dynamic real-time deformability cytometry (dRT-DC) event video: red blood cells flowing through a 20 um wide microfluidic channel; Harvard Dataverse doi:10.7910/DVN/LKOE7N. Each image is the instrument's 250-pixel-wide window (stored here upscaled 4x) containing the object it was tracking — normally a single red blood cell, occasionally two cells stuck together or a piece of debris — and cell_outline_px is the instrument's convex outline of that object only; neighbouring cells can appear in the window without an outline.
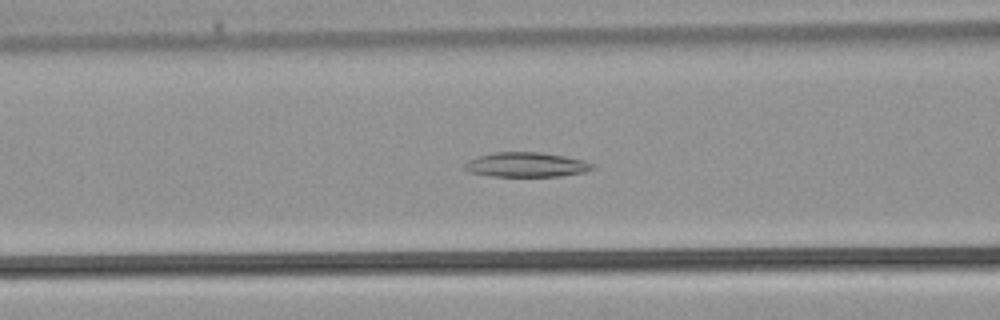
{"species": "common noctule bat (a hibernating species)", "species_latin": "Nyctalus noctula", "temperature_condition": "warm", "stored_images_in_passage": 39, "camera_frame_rate_fps": 3000, "um_per_image_px": 0.085, "animal": {"sex": "male", "body_mass_g": 21.5, "forearm_length_mm": 52.0}, "frame": {"image": 1, "passage_image": 15, "time_ms": 4.667, "image_size_px": [1000, 320], "cell_outline_px": [[596, 168], [584, 172], [560, 176], [488, 176], [468, 172], [464, 168], [464, 164], [468, 160], [476, 156], [492, 152], [540, 152], [564, 156], [584, 160], [596, 164]], "centroid_in_image_um": [44.73, 13.99], "position_along_channel_um": 121.9, "area_um2": 18.61}}
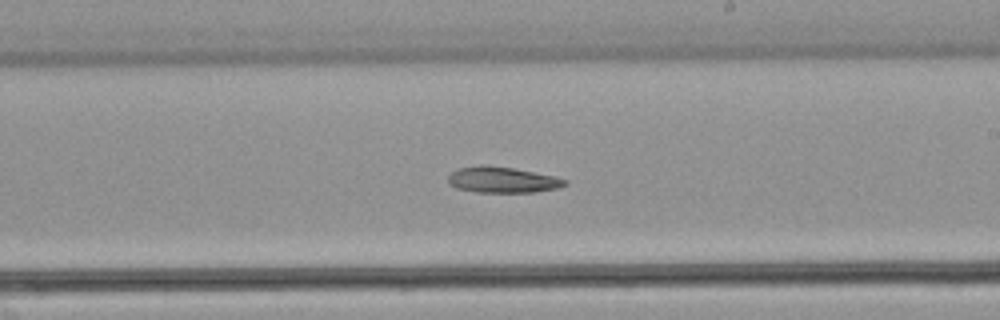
{"frame": {"image": 2, "passage_image": 22, "time_ms": 7.0, "image_size_px": [1000, 320], "cell_outline_px": [[568, 184], [560, 188], [536, 192], [476, 192], [456, 188], [448, 184], [448, 176], [452, 172], [460, 168], [512, 168], [552, 176], [568, 180]], "centroid_in_image_um": [42.77, 15.34], "position_along_channel_um": 246.2, "area_um2": 16.88}}
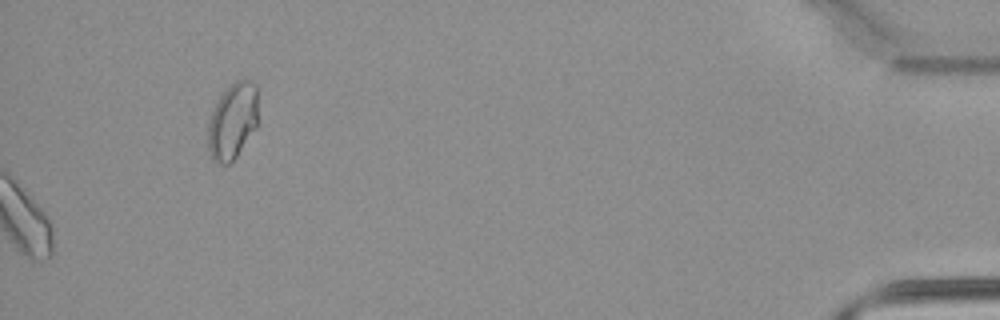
{"frame": {"image": 3, "passage_image": 39, "time_ms": 12.667, "image_size_px": [1000, 320], "cell_outline_px": [[256, 128], [236, 156], [228, 164], [220, 164], [212, 160], [208, 148], [208, 120], [212, 108], [220, 96], [236, 80], [252, 80], [256, 84]], "centroid_in_image_um": [19.74, 10.3], "position_along_channel_um": 415.5, "area_um2": 22.08}}